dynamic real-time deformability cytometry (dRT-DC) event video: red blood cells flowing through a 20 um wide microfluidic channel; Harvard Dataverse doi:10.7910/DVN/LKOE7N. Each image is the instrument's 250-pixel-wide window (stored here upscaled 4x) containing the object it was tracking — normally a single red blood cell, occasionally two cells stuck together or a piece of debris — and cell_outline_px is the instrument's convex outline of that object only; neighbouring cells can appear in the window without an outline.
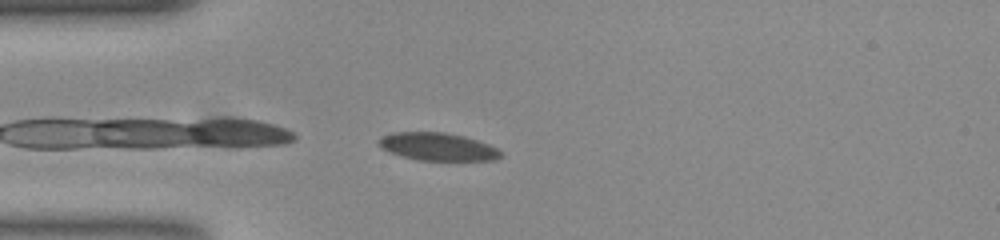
{"species": "common noctule bat (a hibernating species)", "species_latin": "Nyctalus noctula", "temperature_condition": "room temperature", "stored_images_in_passage": 26, "camera_frame_rate_fps": 3000, "um_per_image_px": 0.085, "animal": {"sex": "female", "body_mass_g": 23.0, "forearm_length_mm": 53.4}, "frame": {"image": 1, "passage_image": 1, "time_ms": 0.0, "image_size_px": [1000, 240], "cell_outline_px": [[504, 156], [496, 160], [416, 160], [388, 152], [380, 148], [376, 144], [376, 140], [392, 132], [444, 132], [464, 136], [488, 144], [504, 152]], "centroid_in_image_um": [37.19, 12.47], "position_along_channel_um": 47.8, "area_um2": 20.0}}
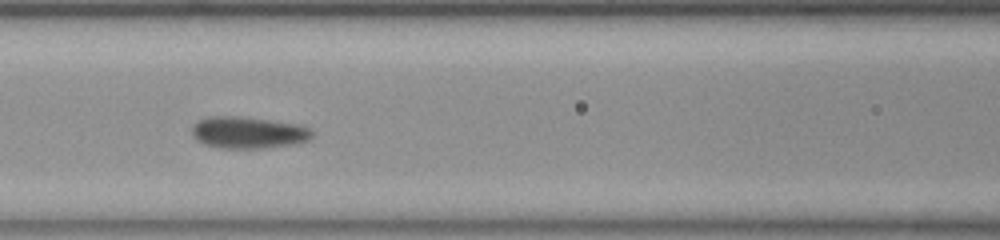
{"frame": {"image": 2, "passage_image": 10, "time_ms": 3.0, "image_size_px": [1000, 240], "cell_outline_px": [[312, 136], [308, 140], [296, 144], [260, 148], [220, 148], [204, 144], [196, 140], [192, 136], [192, 124], [196, 120], [208, 116], [240, 116], [300, 124], [308, 128], [312, 132]], "centroid_in_image_um": [21.05, 11.26], "position_along_channel_um": 145.6, "area_um2": 22.48}}
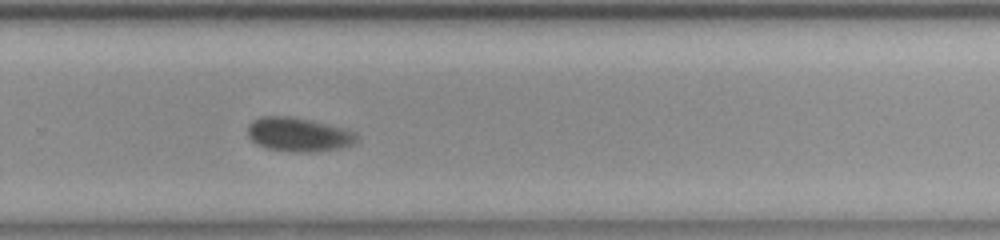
{"frame": {"image": 3, "passage_image": 23, "time_ms": 7.333, "image_size_px": [1000, 240], "cell_outline_px": [[356, 140], [352, 144], [340, 148], [316, 152], [296, 152], [268, 148], [256, 144], [248, 136], [248, 124], [252, 120], [260, 116], [292, 116], [356, 132]], "centroid_in_image_um": [25.32, 11.44], "position_along_channel_um": 304.5, "area_um2": 21.33}}